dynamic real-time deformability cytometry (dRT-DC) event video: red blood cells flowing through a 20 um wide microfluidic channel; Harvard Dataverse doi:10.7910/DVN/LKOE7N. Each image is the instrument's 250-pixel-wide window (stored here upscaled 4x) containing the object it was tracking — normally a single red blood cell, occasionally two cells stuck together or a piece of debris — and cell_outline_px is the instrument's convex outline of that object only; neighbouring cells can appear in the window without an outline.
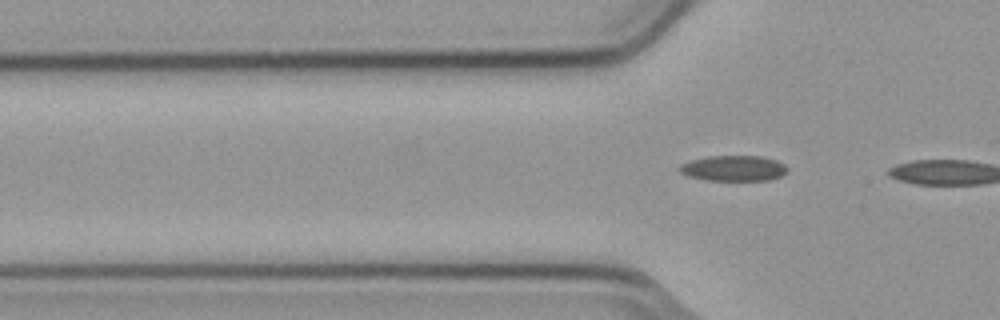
{"species": "common noctule bat (a hibernating species)", "species_latin": "Nyctalus noctula", "temperature_condition": "cold", "stored_images_in_passage": 6, "segment_of_instrument_passage": [2, 2], "camera_frame_rate_fps": 3000, "um_per_image_px": 0.085, "animal": {"sex": "male", "body_mass_g": 23.1, "forearm_length_mm": 52.7}, "frame": {"image": 1, "passage_image": 6, "time_ms": 1.667, "image_size_px": [1000, 320], "cell_outline_px": [[788, 172], [780, 176], [768, 180], [704, 180], [688, 176], [680, 172], [676, 168], [680, 164], [692, 160], [708, 156], [760, 156], [776, 160], [784, 164], [788, 168]], "centroid_in_image_um": [62.34, 14.3], "position_along_channel_um": 63.5, "area_um2": 16.13}}